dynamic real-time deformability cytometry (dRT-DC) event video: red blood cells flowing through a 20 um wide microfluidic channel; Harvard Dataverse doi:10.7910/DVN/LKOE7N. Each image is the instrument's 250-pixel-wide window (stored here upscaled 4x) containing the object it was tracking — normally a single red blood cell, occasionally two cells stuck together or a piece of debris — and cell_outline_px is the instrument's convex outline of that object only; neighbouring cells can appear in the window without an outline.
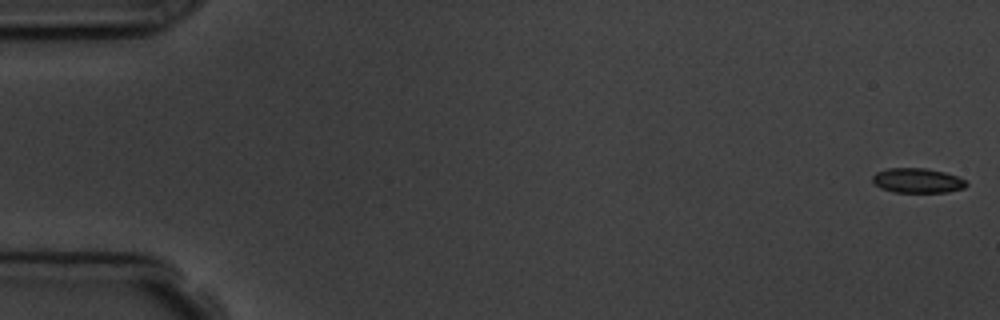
{"species": "common noctule bat (a hibernating species)", "species_latin": "Nyctalus noctula", "temperature_condition": "room temperature", "stored_images_in_passage": 8, "camera_frame_rate_fps": 3000, "um_per_image_px": 0.085, "animal": {"sex": "male", "body_mass_g": 19.5, "forearm_length_mm": 54.6}, "frame": {"image": 1, "passage_image": 1, "time_ms": 0.0, "image_size_px": [1000, 320], "cell_outline_px": [[968, 184], [964, 188], [948, 192], [896, 192], [880, 188], [872, 180], [872, 176], [876, 172], [888, 168], [924, 168], [944, 172], [956, 176], [964, 180]], "centroid_in_image_um": [77.97, 15.34], "position_along_channel_um": 7.0, "area_um2": 13.41}}